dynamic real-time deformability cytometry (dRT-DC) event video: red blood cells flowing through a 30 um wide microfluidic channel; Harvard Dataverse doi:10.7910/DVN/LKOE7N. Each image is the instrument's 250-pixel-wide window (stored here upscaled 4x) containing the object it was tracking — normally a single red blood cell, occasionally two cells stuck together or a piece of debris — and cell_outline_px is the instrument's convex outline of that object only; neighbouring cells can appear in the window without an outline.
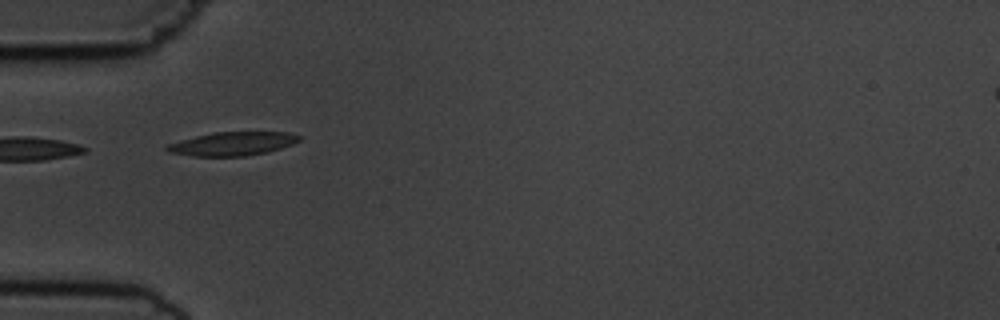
{"species": "common noctule bat (a hibernating species)", "species_latin": "Nyctalus noctula", "temperature_condition": "cold", "stored_images_in_passage": 3, "camera_frame_rate_fps": 3000, "um_per_image_px": 0.085, "animal": {"sex": "male", "body_mass_g": 19.5, "forearm_length_mm": 54.6}, "frame": {"image": 1, "passage_image": 2, "time_ms": 1.0, "image_size_px": [1000, 320], "cell_outline_px": [[300, 140], [292, 144], [268, 152], [244, 156], [192, 156], [168, 152], [164, 148], [168, 144], [180, 140], [212, 132], [288, 132], [300, 136]], "centroid_in_image_um": [19.74, 12.22], "position_along_channel_um": 65.3, "area_um2": 18.15}}